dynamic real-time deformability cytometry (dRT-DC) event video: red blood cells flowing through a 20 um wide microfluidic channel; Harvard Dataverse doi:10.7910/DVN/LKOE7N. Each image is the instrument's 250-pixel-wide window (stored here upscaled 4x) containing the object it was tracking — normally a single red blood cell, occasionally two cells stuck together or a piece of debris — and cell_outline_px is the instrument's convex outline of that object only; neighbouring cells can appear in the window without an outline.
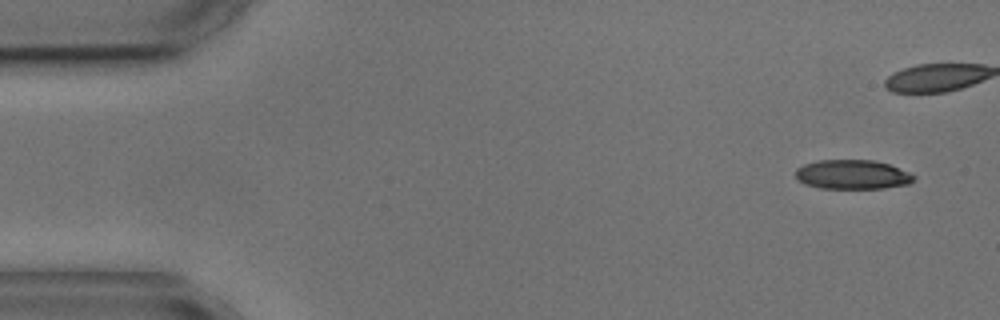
{"species": "common noctule bat (a hibernating species)", "species_latin": "Nyctalus noctula", "temperature_condition": "cold", "stored_images_in_passage": 5, "camera_frame_rate_fps": 3000, "um_per_image_px": 0.085, "animal": {"sex": "male", "body_mass_g": 17.9, "forearm_length_mm": 54.2}, "frame": {"image": 1, "passage_image": 1, "time_ms": 0.0, "image_size_px": [1000, 320], "cell_outline_px": [[916, 180], [908, 184], [884, 188], [820, 188], [804, 184], [796, 180], [796, 168], [804, 164], [816, 160], [872, 160], [888, 164], [908, 172], [916, 176]], "centroid_in_image_um": [72.43, 14.84], "position_along_channel_um": 12.6, "area_um2": 20.29}}
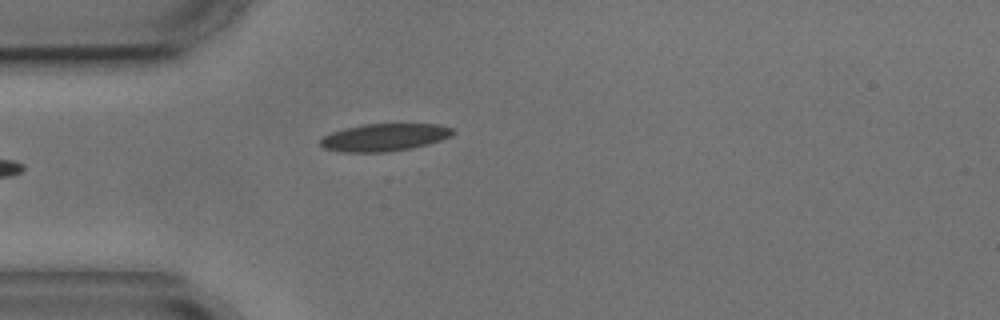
{"frame": {"image": 2, "passage_image": 5, "time_ms": 5.0, "image_size_px": [1000, 320], "cell_outline_px": [[456, 132], [452, 136], [428, 144], [412, 148], [384, 152], [344, 152], [324, 148], [320, 144], [320, 140], [324, 136], [332, 132], [344, 128], [364, 124], [440, 124], [452, 128]], "centroid_in_image_um": [32.7, 11.67], "position_along_channel_um": 52.3, "area_um2": 21.21}}